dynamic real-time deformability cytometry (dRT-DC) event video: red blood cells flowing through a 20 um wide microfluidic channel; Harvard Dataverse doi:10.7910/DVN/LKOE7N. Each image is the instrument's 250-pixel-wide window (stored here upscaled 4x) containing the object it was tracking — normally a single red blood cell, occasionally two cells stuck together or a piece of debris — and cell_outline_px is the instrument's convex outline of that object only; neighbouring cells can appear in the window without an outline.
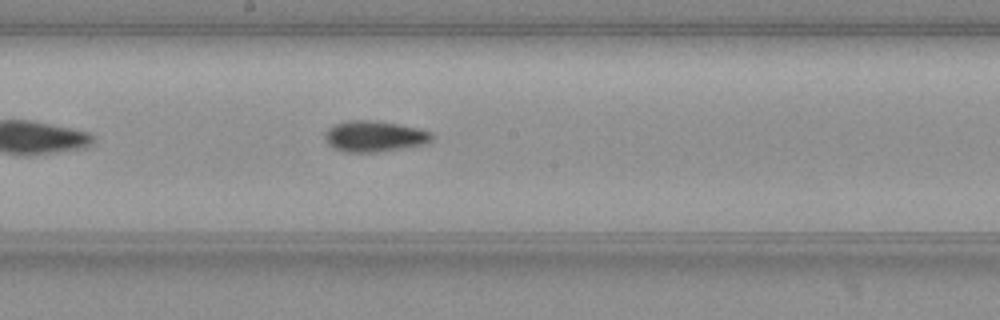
{"species": "common noctule bat (a hibernating species)", "species_latin": "Nyctalus noctula", "temperature_condition": "warm", "stored_images_in_passage": 34, "camera_frame_rate_fps": 3000, "um_per_image_px": 0.085, "animal": {"sex": "female", "body_mass_g": 19.3, "forearm_length_mm": 54.1}, "frame": {"image": 1, "passage_image": 15, "time_ms": 4.667, "image_size_px": [1000, 320], "cell_outline_px": [[432, 140], [420, 144], [404, 148], [376, 152], [344, 152], [332, 148], [328, 144], [324, 136], [324, 132], [328, 128], [336, 124], [348, 120], [372, 120], [396, 124], [416, 128], [428, 132], [432, 136]], "centroid_in_image_um": [31.73, 11.59], "position_along_channel_um": 216.5, "area_um2": 19.02}}